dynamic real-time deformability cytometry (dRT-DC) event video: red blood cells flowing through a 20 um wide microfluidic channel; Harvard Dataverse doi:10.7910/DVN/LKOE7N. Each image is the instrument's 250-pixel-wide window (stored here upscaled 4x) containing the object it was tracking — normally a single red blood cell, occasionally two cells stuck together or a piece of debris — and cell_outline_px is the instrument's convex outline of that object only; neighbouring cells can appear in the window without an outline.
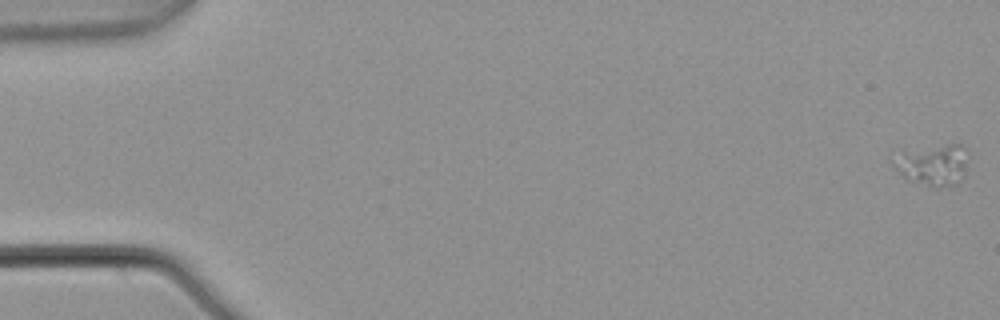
{"species": "common noctule bat (a hibernating species)", "species_latin": "Nyctalus noctula", "temperature_condition": "warm", "stored_images_in_passage": 5, "camera_frame_rate_fps": 3000, "um_per_image_px": 0.085, "animal": {"sex": "male", "body_mass_g": 21.5, "forearm_length_mm": 52.0}, "frame": {"image": 1, "passage_image": 1, "time_ms": 0.0, "image_size_px": [1000, 320], "cell_outline_px": [[964, 176], [956, 184], [936, 188], [908, 180], [888, 160], [888, 156], [904, 152], [948, 144], [960, 144], [964, 148]], "centroid_in_image_um": [79.22, 14.03], "position_along_channel_um": 5.8, "area_um2": 17.51}}
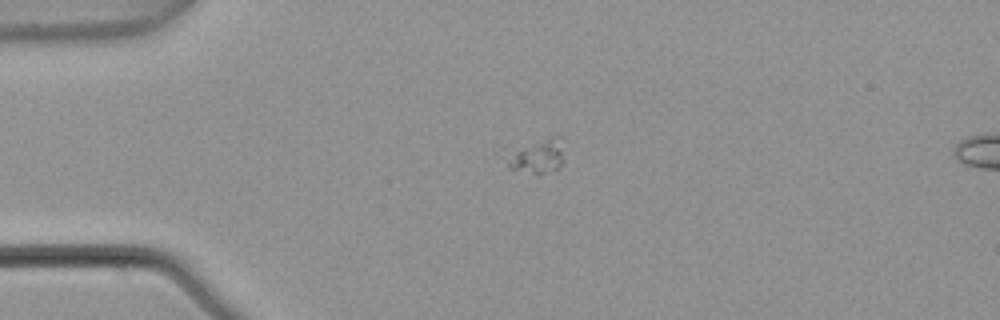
{"frame": {"image": 2, "passage_image": 4, "time_ms": 1.0, "image_size_px": [1000, 320], "cell_outline_px": [[564, 160], [560, 168], [544, 172], [532, 172], [508, 168], [496, 152], [500, 144], [552, 136], [560, 136]], "centroid_in_image_um": [45.31, 13.13], "position_along_channel_um": 39.7, "area_um2": 13.64}}